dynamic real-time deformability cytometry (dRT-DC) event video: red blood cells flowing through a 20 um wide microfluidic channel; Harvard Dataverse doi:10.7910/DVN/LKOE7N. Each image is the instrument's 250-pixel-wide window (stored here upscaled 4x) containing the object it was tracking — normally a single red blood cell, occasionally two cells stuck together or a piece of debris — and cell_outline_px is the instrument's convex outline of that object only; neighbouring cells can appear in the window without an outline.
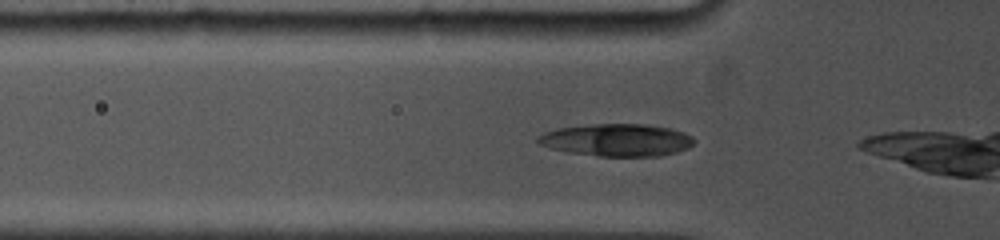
{"species": "common noctule bat (a hibernating species)", "species_latin": "Nyctalus noctula", "temperature_condition": "cold", "stored_images_in_passage": 22, "camera_frame_rate_fps": 5000, "um_per_image_px": 0.085, "animal": {"sex": "female", "body_mass_g": 19.0, "forearm_length_mm": 53.3}, "frame": {"image": 1, "passage_image": 2, "time_ms": 0.4, "image_size_px": [1000, 240], "cell_outline_px": [[696, 140], [688, 148], [676, 152], [660, 156], [600, 156], [568, 152], [552, 148], [540, 144], [536, 140], [536, 136], [544, 132], [556, 128], [592, 124], [648, 124], [672, 128], [684, 132], [692, 136]], "centroid_in_image_um": [52.45, 11.89], "position_along_channel_um": 73.4, "area_um2": 29.65}}
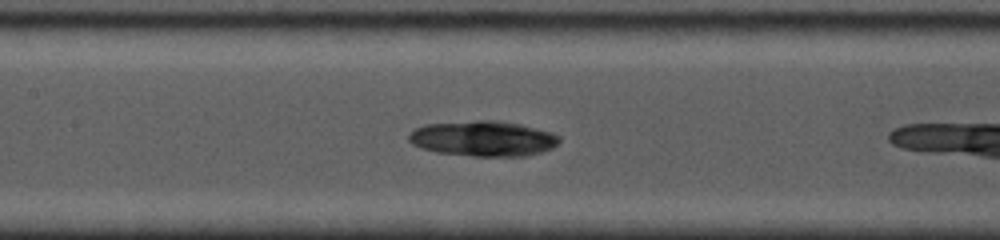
{"frame": {"image": 2, "passage_image": 8, "time_ms": 2.8, "image_size_px": [1000, 240], "cell_outline_px": [[560, 140], [552, 148], [540, 152], [524, 156], [472, 156], [436, 152], [412, 144], [408, 140], [408, 136], [416, 128], [424, 124], [476, 120], [496, 120], [520, 124], [552, 132], [560, 136]], "centroid_in_image_um": [41.07, 11.77], "position_along_channel_um": 166.3, "area_um2": 30.98}}
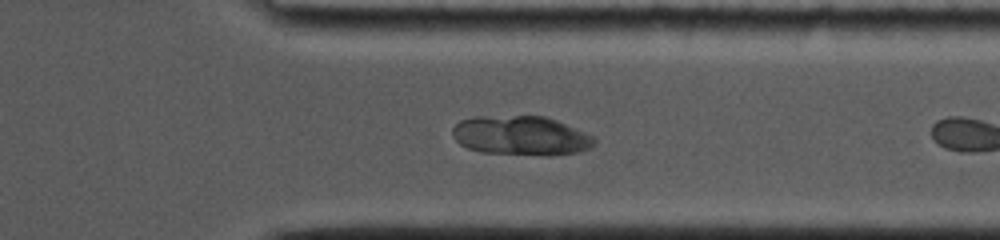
{"frame": {"image": 3, "passage_image": 21, "time_ms": 8.0, "image_size_px": [1000, 240], "cell_outline_px": [[596, 144], [580, 152], [544, 156], [480, 152], [468, 148], [460, 144], [452, 136], [452, 128], [460, 120], [472, 116], [544, 116], [556, 120], [596, 136]], "centroid_in_image_um": [44.29, 11.53], "position_along_channel_um": 367.1, "area_um2": 32.95}}